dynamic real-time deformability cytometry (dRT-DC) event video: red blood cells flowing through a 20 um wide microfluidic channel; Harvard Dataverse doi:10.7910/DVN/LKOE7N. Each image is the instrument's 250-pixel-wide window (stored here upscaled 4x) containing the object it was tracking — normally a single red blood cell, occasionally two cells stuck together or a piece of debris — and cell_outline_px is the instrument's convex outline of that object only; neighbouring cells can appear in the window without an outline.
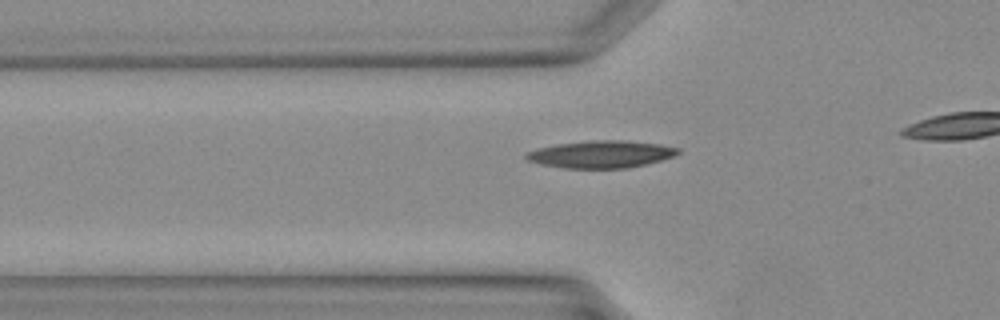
{"species": "Egyptian fruit bat (a non-hibernating species)", "species_latin": "Rousettus aegyptiacus", "temperature_condition": "warm", "stored_images_in_passage": 13, "camera_frame_rate_fps": 3000, "um_per_image_px": 0.085, "animal": {"sex": "female"}, "frame": {"image": 1, "passage_image": 4, "time_ms": 1.0, "image_size_px": [1000, 320], "cell_outline_px": [[680, 152], [672, 156], [660, 160], [628, 168], [564, 168], [540, 164], [528, 160], [524, 156], [528, 152], [540, 148], [560, 144], [592, 140], [624, 140], [660, 144], [680, 148]], "centroid_in_image_um": [51.11, 13.11], "position_along_channel_um": 74.7, "area_um2": 23.81}}
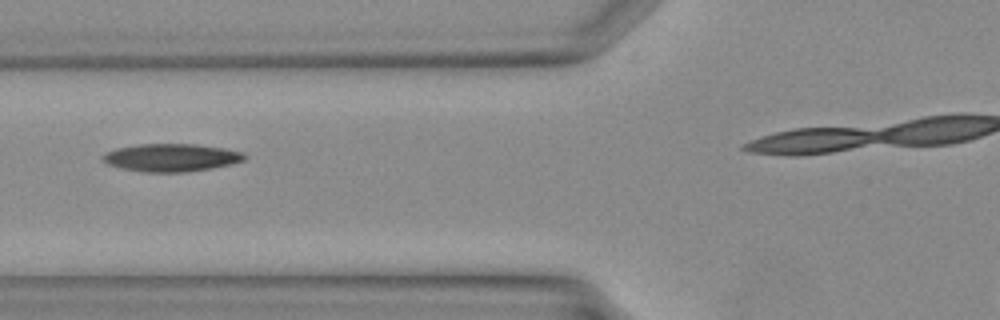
{"frame": {"image": 2, "passage_image": 6, "time_ms": 1.667, "image_size_px": [1000, 320], "cell_outline_px": [[248, 156], [244, 160], [232, 164], [212, 168], [184, 172], [148, 172], [124, 168], [108, 164], [104, 160], [104, 156], [108, 152], [116, 148], [140, 144], [196, 144], [224, 148], [244, 152]], "centroid_in_image_um": [14.65, 13.39], "position_along_channel_um": 111.2, "area_um2": 22.72}}
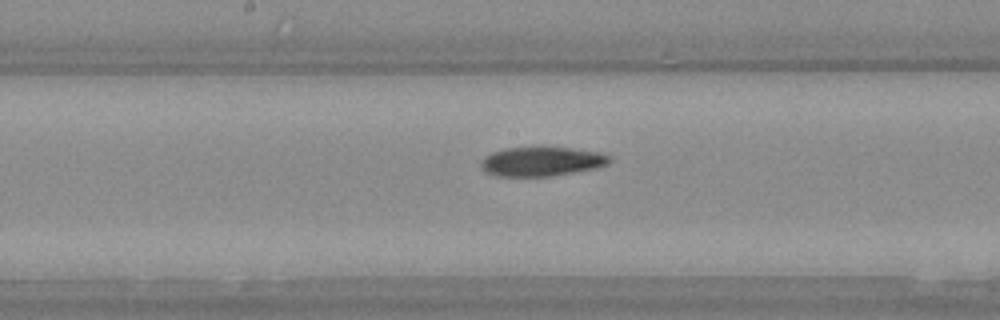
{"frame": {"image": 3, "passage_image": 11, "time_ms": 3.333, "image_size_px": [1000, 320], "cell_outline_px": [[612, 160], [608, 164], [596, 168], [552, 176], [496, 176], [484, 172], [480, 168], [480, 160], [484, 156], [492, 152], [504, 148], [568, 148], [600, 152], [608, 156]], "centroid_in_image_um": [45.98, 13.74], "position_along_channel_um": 202.2, "area_um2": 21.91}}